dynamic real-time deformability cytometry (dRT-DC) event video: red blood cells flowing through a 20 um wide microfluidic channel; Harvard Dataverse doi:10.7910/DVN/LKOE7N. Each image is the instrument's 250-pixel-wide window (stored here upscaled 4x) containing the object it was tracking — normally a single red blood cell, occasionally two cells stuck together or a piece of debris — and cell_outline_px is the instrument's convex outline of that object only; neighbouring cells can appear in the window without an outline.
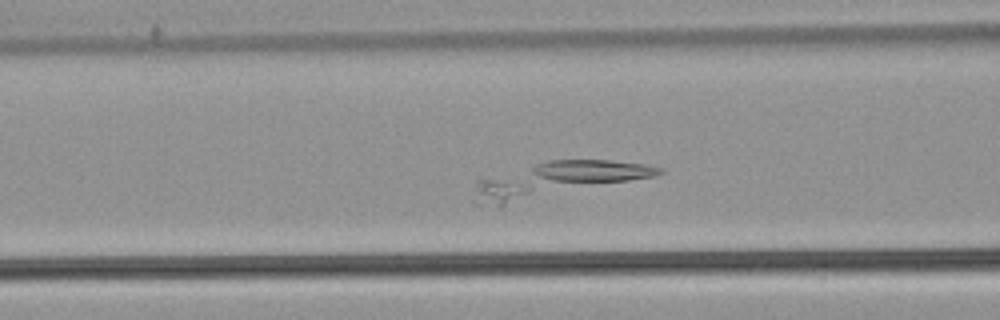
{"species": "common noctule bat (a hibernating species)", "species_latin": "Nyctalus noctula", "temperature_condition": "warm", "stored_images_in_passage": 44, "camera_frame_rate_fps": 3000, "um_per_image_px": 0.085, "animal": {"sex": "male", "body_mass_g": 21.5, "forearm_length_mm": 52.0}, "frame": {"image": 1, "passage_image": 18, "time_ms": 5.667, "image_size_px": [1000, 320], "cell_outline_px": [[664, 172], [656, 176], [500, 208], [476, 204], [476, 180], [548, 160], [608, 160], [644, 164], [664, 168]], "centroid_in_image_um": [47.33, 15.32], "position_along_channel_um": 119.3, "area_um2": 38.26}}
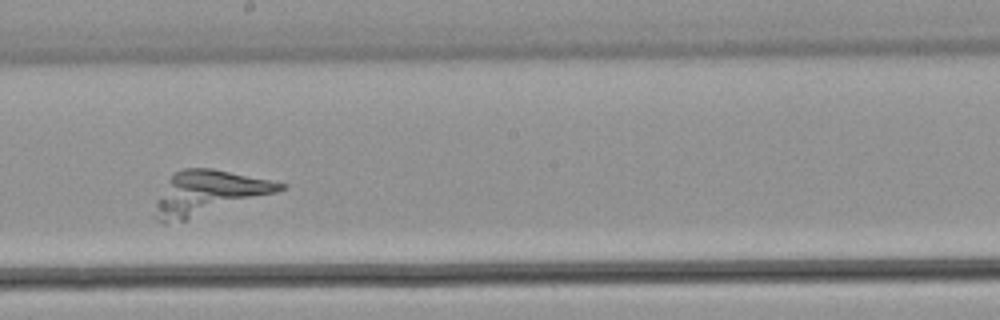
{"frame": {"image": 2, "passage_image": 27, "time_ms": 8.667, "image_size_px": [1000, 320], "cell_outline_px": [[288, 188], [276, 192], [184, 220], [164, 224], [156, 220], [152, 216], [156, 200], [172, 176], [176, 172], [184, 168], [212, 168], [288, 184]], "centroid_in_image_um": [17.67, 16.39], "position_along_channel_um": 230.5, "area_um2": 31.39}}
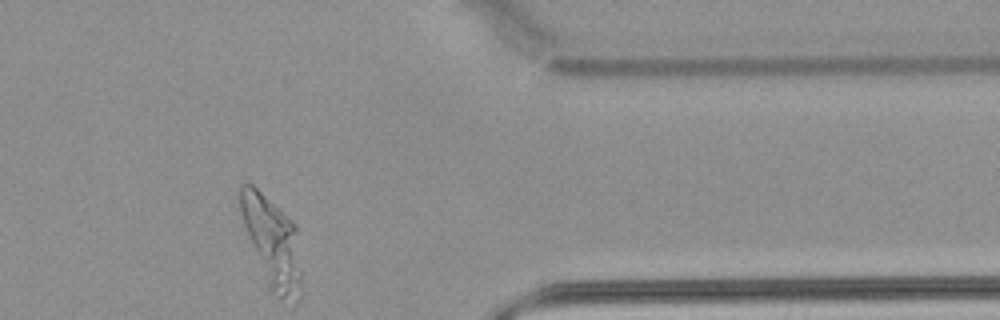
{"frame": {"image": 3, "passage_image": 41, "time_ms": 13.333, "image_size_px": [1000, 320], "cell_outline_px": [[300, 296], [296, 300], [280, 300], [268, 292], [244, 224], [240, 212], [236, 196], [236, 192], [240, 184], [252, 184], [292, 220], [296, 224], [300, 272]], "centroid_in_image_um": [23.08, 20.59], "position_along_channel_um": 388.3, "area_um2": 32.54}}